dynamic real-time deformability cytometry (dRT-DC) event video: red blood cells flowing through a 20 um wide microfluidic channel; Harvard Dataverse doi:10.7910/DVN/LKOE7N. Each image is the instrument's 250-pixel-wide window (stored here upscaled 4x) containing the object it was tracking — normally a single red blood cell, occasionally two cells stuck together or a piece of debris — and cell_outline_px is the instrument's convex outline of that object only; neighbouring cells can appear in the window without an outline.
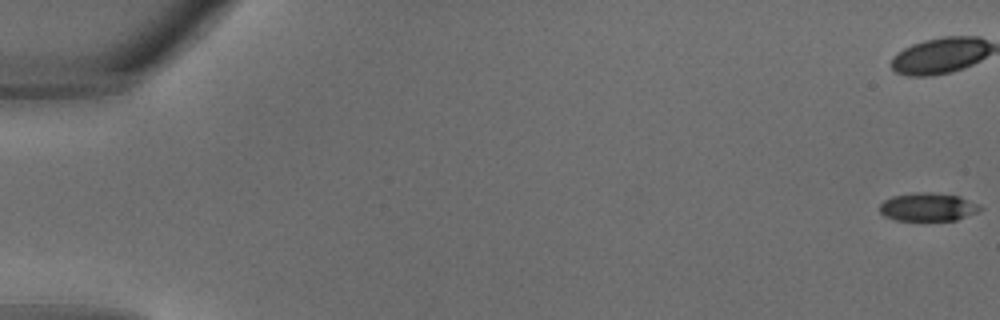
{"species": "common noctule bat (a hibernating species)", "species_latin": "Nyctalus noctula", "temperature_condition": "warm", "stored_images_in_passage": 29, "camera_frame_rate_fps": 3000, "um_per_image_px": 0.085, "animal": {"sex": "male", "body_mass_g": 18.8}, "frame": {"image": 1, "passage_image": 1, "time_ms": 0.0, "image_size_px": [1000, 320], "cell_outline_px": [[984, 208], [976, 212], [956, 220], [896, 220], [884, 216], [880, 212], [880, 204], [884, 200], [892, 196], [912, 192], [932, 192], [960, 196], [980, 204]], "centroid_in_image_um": [78.88, 17.58], "position_along_channel_um": 6.1, "area_um2": 16.65}}